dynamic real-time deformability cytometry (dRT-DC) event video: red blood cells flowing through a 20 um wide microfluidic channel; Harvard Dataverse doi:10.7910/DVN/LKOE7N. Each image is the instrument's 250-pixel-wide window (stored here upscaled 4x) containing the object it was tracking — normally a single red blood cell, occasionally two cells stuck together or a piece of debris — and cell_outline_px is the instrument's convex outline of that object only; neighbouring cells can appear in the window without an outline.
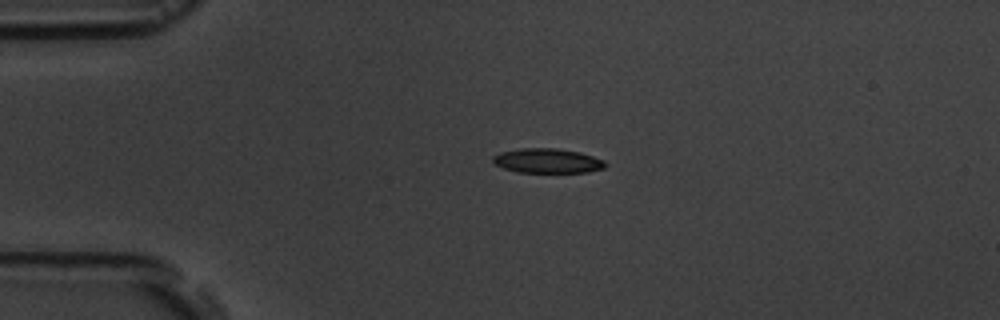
{"species": "common noctule bat (a hibernating species)", "species_latin": "Nyctalus noctula", "temperature_condition": "room temperature", "stored_images_in_passage": 4, "camera_frame_rate_fps": 3000, "um_per_image_px": 0.085, "animal": {"sex": "male", "body_mass_g": 19.5, "forearm_length_mm": 54.6}, "frame": {"image": 1, "passage_image": 3, "time_ms": 2.333, "image_size_px": [1000, 320], "cell_outline_px": [[608, 164], [604, 168], [588, 172], [516, 172], [492, 164], [492, 156], [500, 152], [520, 148], [556, 148], [580, 152], [604, 160]], "centroid_in_image_um": [46.51, 13.66], "position_along_channel_um": 38.5, "area_um2": 16.24}}